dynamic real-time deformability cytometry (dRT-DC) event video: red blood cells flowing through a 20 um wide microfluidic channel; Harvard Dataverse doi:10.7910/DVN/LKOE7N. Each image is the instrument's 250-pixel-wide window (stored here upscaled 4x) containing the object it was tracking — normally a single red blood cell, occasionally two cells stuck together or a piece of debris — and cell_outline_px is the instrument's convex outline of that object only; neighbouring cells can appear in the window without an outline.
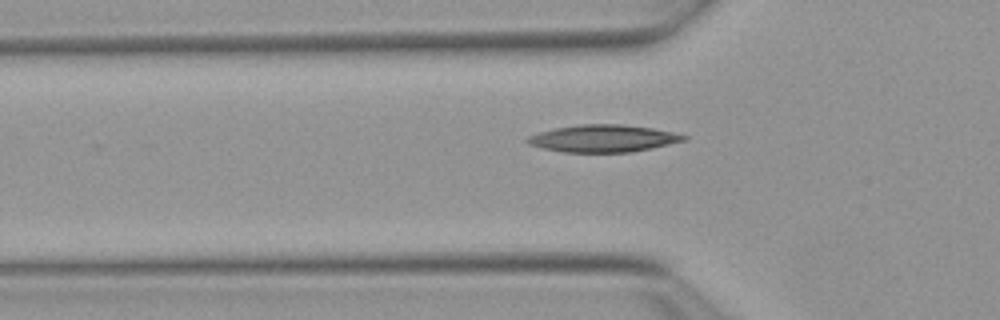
{"species": "Egyptian fruit bat (a non-hibernating species)", "species_latin": "Rousettus aegyptiacus", "temperature_condition": "warm", "stored_images_in_passage": 35, "camera_frame_rate_fps": 3000, "um_per_image_px": 0.085, "animal": {"sex": "female"}, "frame": {"image": 1, "passage_image": 7, "time_ms": 2.0, "image_size_px": [1000, 320], "cell_outline_px": [[688, 140], [652, 148], [632, 152], [560, 152], [528, 144], [524, 140], [528, 136], [540, 132], [556, 128], [580, 124], [624, 124], [652, 128], [672, 132], [688, 136]], "centroid_in_image_um": [51.29, 11.77], "position_along_channel_um": 74.5, "area_um2": 24.85}}
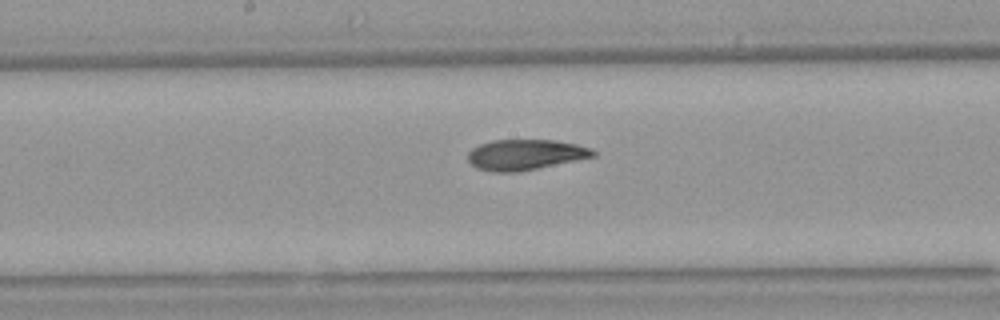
{"frame": {"image": 2, "passage_image": 17, "time_ms": 5.333, "image_size_px": [1000, 320], "cell_outline_px": [[596, 156], [516, 172], [492, 172], [476, 168], [468, 160], [468, 152], [472, 148], [480, 144], [492, 140], [552, 140], [576, 144], [592, 148], [596, 152]], "centroid_in_image_um": [44.63, 13.14], "position_along_channel_um": 203.6, "area_um2": 22.14}}
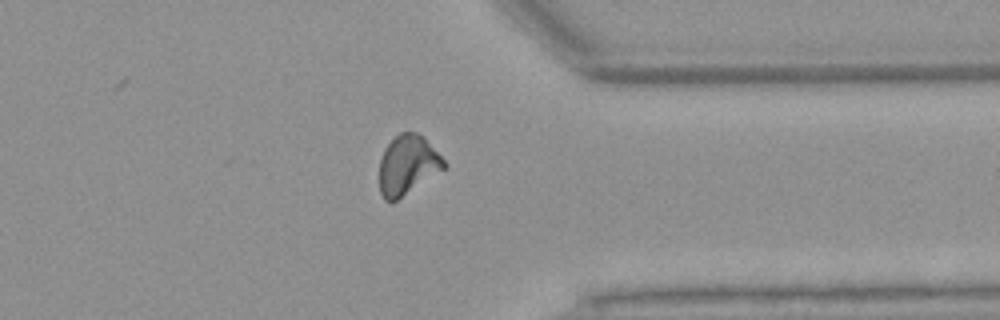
{"frame": {"image": 3, "passage_image": 31, "time_ms": 10.0, "image_size_px": [1000, 320], "cell_outline_px": [[448, 168], [396, 200], [384, 200], [380, 192], [380, 156], [384, 148], [400, 132], [416, 132], [424, 136], [448, 164]], "centroid_in_image_um": [34.68, 14.01], "position_along_channel_um": 376.7, "area_um2": 22.54}, "authors_computed_cell_mechanics": {"area_um2": 22.831, "velocity_mm_per_s": 3.8641, "shape_relaxation_time_tau1_ms": 8.0377, "shape_relaxation_time_tau2_ms": 4.1255, "deformation_change_tau1": 0.2351, "deformation_change_tau2": 0.1067}}